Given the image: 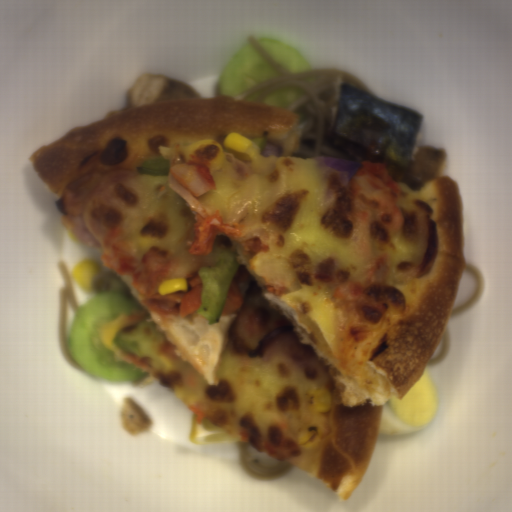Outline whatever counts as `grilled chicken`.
<instances>
[{"label":"grilled chicken","mask_w":512,"mask_h":512,"mask_svg":"<svg viewBox=\"0 0 512 512\" xmlns=\"http://www.w3.org/2000/svg\"><path fill=\"white\" fill-rule=\"evenodd\" d=\"M358 163L365 165L348 183L331 167L325 173L319 217L328 234L358 249L363 268L360 273L349 272L328 255L312 270L314 281L332 287V301L339 310L340 368L353 359L388 315L407 309L403 291L390 282L387 254V247L396 253L391 234L401 233L404 227L398 207L404 191L383 163Z\"/></svg>","instance_id":"obj_1"},{"label":"grilled chicken","mask_w":512,"mask_h":512,"mask_svg":"<svg viewBox=\"0 0 512 512\" xmlns=\"http://www.w3.org/2000/svg\"><path fill=\"white\" fill-rule=\"evenodd\" d=\"M192 215V240L184 241L190 259L185 262L162 247L153 246L139 254L131 242L123 239L124 228L116 224L101 239L103 266L119 276H130V283L140 294L139 302L157 314L185 317L198 312L203 303L200 270L208 267L219 234L233 239L245 256L269 251V244L257 235H244L242 224L224 223L220 210L196 208ZM181 276L187 280L186 293L159 295V283Z\"/></svg>","instance_id":"obj_2"},{"label":"grilled chicken","mask_w":512,"mask_h":512,"mask_svg":"<svg viewBox=\"0 0 512 512\" xmlns=\"http://www.w3.org/2000/svg\"><path fill=\"white\" fill-rule=\"evenodd\" d=\"M239 439L265 455L299 466L303 447L285 420L270 421L263 435L257 418L246 411L239 421Z\"/></svg>","instance_id":"obj_3"},{"label":"grilled chicken","mask_w":512,"mask_h":512,"mask_svg":"<svg viewBox=\"0 0 512 512\" xmlns=\"http://www.w3.org/2000/svg\"><path fill=\"white\" fill-rule=\"evenodd\" d=\"M168 172L194 198L217 188L210 167L203 164L173 163Z\"/></svg>","instance_id":"obj_4"},{"label":"grilled chicken","mask_w":512,"mask_h":512,"mask_svg":"<svg viewBox=\"0 0 512 512\" xmlns=\"http://www.w3.org/2000/svg\"><path fill=\"white\" fill-rule=\"evenodd\" d=\"M249 277V271L245 264H240L228 290L222 306L221 314L237 311L243 304V296L239 283H245Z\"/></svg>","instance_id":"obj_5"},{"label":"grilled chicken","mask_w":512,"mask_h":512,"mask_svg":"<svg viewBox=\"0 0 512 512\" xmlns=\"http://www.w3.org/2000/svg\"><path fill=\"white\" fill-rule=\"evenodd\" d=\"M176 347L173 344H170L168 342H163L158 345L156 348V352L165 358H168L170 360H176V361H182L181 357L177 355L175 351ZM183 362V361H182Z\"/></svg>","instance_id":"obj_6"},{"label":"grilled chicken","mask_w":512,"mask_h":512,"mask_svg":"<svg viewBox=\"0 0 512 512\" xmlns=\"http://www.w3.org/2000/svg\"><path fill=\"white\" fill-rule=\"evenodd\" d=\"M264 290L267 291L268 293H270L271 295H276V296L281 297L285 291V287L266 283Z\"/></svg>","instance_id":"obj_7"}]
</instances>
